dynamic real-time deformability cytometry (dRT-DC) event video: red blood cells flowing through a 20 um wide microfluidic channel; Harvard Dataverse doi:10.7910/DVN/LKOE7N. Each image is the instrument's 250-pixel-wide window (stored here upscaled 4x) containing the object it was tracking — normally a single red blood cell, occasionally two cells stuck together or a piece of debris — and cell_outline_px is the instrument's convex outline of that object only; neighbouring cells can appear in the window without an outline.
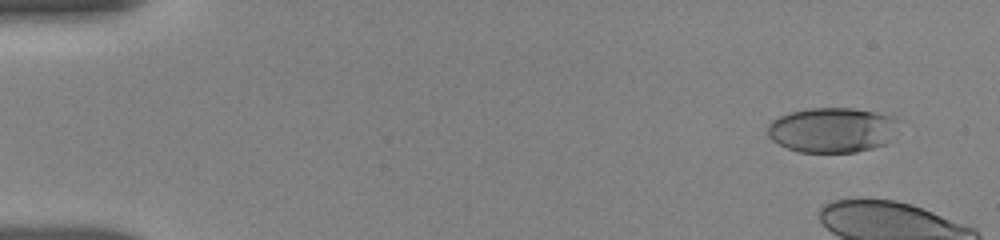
{"species": "human", "species_latin": "Homo sapiens", "temperature_condition": "room temperature", "stored_images_in_passage": 6, "camera_frame_rate_fps": 3000, "um_per_image_px": 0.085, "donor": {"sex": "female"}, "frame": {"image": 1, "passage_image": 2, "time_ms": 0.667, "image_size_px": [1000, 240], "cell_outline_px": [[896, 120], [884, 144], [872, 148], [856, 152], [800, 152], [788, 148], [772, 140], [768, 136], [768, 124], [772, 120], [780, 116], [792, 112], [808, 108], [852, 108], [876, 112], [892, 116]], "centroid_in_image_um": [70.64, 11.04], "position_along_channel_um": 14.4, "area_um2": 33.64}}